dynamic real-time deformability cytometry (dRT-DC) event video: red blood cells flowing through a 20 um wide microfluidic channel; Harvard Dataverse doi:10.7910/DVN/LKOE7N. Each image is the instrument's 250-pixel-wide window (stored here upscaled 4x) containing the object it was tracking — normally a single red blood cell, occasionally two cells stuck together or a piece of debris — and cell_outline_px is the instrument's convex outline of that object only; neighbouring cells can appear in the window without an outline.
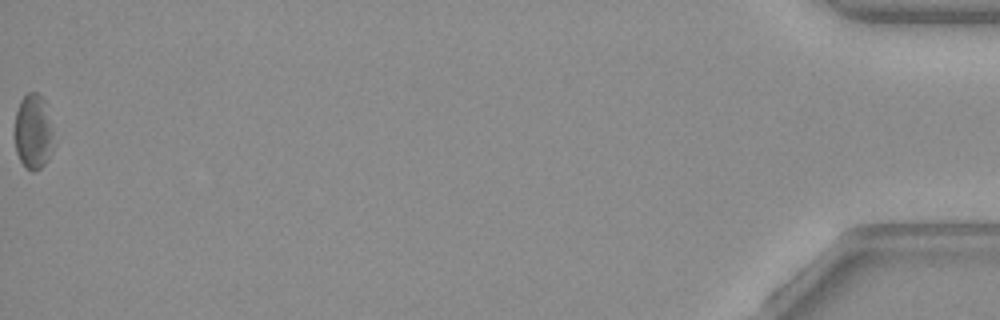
{"species": "common noctule bat (a hibernating species)", "species_latin": "Nyctalus noctula", "temperature_condition": "warm", "stored_images_in_passage": 43, "camera_frame_rate_fps": 3000, "um_per_image_px": 0.085, "animal": {"sex": "female", "body_mass_g": 19.3, "forearm_length_mm": 54.1}, "frame": {"image": 1, "passage_image": 43, "time_ms": 14.0, "image_size_px": [1000, 320], "cell_outline_px": [[56, 144], [48, 160], [40, 168], [32, 172], [20, 160], [16, 152], [16, 112], [20, 100], [28, 92], [36, 92], [44, 100], [52, 128]], "centroid_in_image_um": [2.87, 11.22], "position_along_channel_um": 432.3, "area_um2": 16.99}, "authors_computed_cell_mechanics": {"area_um2": 18.7272, "velocity_mm_per_s": 3.4509, "shape_relaxation_time_tau1_ms": null, "shape_relaxation_time_tau2_ms": 7.4224, "deformation_change_tau1": null, "deformation_change_tau2": 0.1381}}